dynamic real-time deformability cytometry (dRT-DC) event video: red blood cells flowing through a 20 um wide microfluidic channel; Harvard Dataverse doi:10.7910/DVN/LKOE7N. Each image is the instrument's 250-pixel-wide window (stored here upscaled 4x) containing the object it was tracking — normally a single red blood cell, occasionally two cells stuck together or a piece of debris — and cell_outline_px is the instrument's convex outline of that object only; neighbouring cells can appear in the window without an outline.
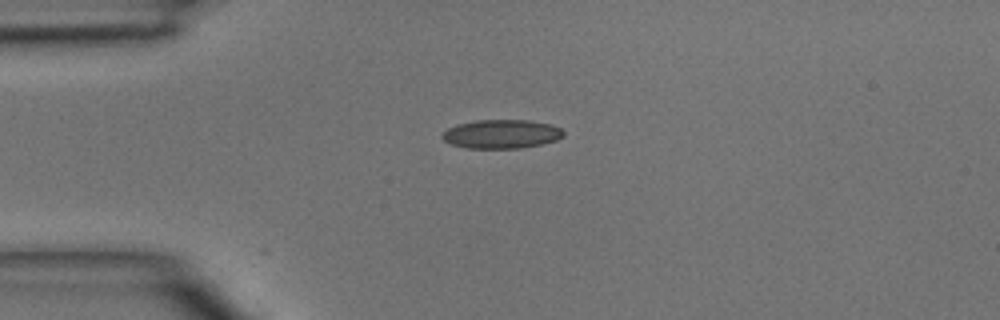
{"species": "common noctule bat (a hibernating species)", "species_latin": "Nyctalus noctula", "temperature_condition": "room temperature", "stored_images_in_passage": 3, "camera_frame_rate_fps": 3000, "um_per_image_px": 0.085, "animal": {"sex": "male", "body_mass_g": 15.6}, "frame": {"image": 1, "passage_image": 3, "time_ms": 0.667, "image_size_px": [1000, 320], "cell_outline_px": [[564, 136], [556, 140], [540, 144], [520, 148], [468, 148], [452, 144], [444, 140], [440, 136], [448, 128], [456, 124], [476, 120], [528, 120], [548, 124], [560, 128], [564, 132]], "centroid_in_image_um": [42.61, 11.39], "position_along_channel_um": 42.4, "area_um2": 20.23}}